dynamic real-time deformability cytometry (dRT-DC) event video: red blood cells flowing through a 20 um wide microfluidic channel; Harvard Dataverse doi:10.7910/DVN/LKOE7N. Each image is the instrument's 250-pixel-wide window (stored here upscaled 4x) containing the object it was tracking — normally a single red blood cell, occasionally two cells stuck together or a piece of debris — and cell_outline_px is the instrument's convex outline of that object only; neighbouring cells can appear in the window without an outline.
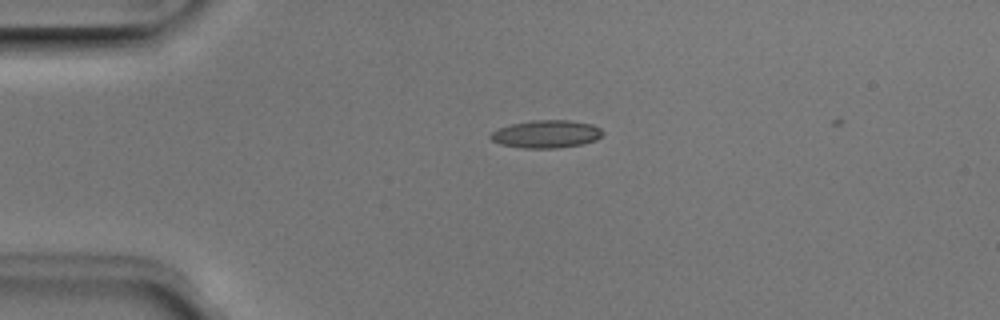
{"species": "Egyptian fruit bat (a non-hibernating species)", "species_latin": "Rousettus aegyptiacus", "temperature_condition": "room temperature", "stored_images_in_passage": 2, "camera_frame_rate_fps": 3000, "um_per_image_px": 0.085, "animal": {"sex": "male"}, "frame": {"image": 1, "passage_image": 1, "time_ms": 0.0, "image_size_px": [1000, 320], "cell_outline_px": [[604, 132], [596, 140], [580, 144], [556, 148], [520, 148], [500, 144], [492, 140], [488, 136], [492, 132], [500, 128], [512, 124], [532, 120], [568, 120], [592, 124], [600, 128]], "centroid_in_image_um": [46.42, 11.39], "position_along_channel_um": 38.6, "area_um2": 18.03}}